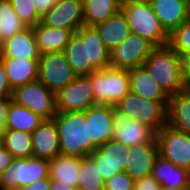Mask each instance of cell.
Instances as JSON below:
<instances>
[{
    "instance_id": "7bdbcfd3",
    "label": "cell",
    "mask_w": 190,
    "mask_h": 190,
    "mask_svg": "<svg viewBox=\"0 0 190 190\" xmlns=\"http://www.w3.org/2000/svg\"><path fill=\"white\" fill-rule=\"evenodd\" d=\"M11 98H2L0 99V138L4 131L6 130L5 118L6 111Z\"/></svg>"
},
{
    "instance_id": "e0dca14e",
    "label": "cell",
    "mask_w": 190,
    "mask_h": 190,
    "mask_svg": "<svg viewBox=\"0 0 190 190\" xmlns=\"http://www.w3.org/2000/svg\"><path fill=\"white\" fill-rule=\"evenodd\" d=\"M149 2L168 35L190 19V0H150Z\"/></svg>"
},
{
    "instance_id": "3957f363",
    "label": "cell",
    "mask_w": 190,
    "mask_h": 190,
    "mask_svg": "<svg viewBox=\"0 0 190 190\" xmlns=\"http://www.w3.org/2000/svg\"><path fill=\"white\" fill-rule=\"evenodd\" d=\"M121 11L126 16L131 33L147 39L155 47L168 45L169 35L161 26L150 2L122 0Z\"/></svg>"
},
{
    "instance_id": "cb8c5ba5",
    "label": "cell",
    "mask_w": 190,
    "mask_h": 190,
    "mask_svg": "<svg viewBox=\"0 0 190 190\" xmlns=\"http://www.w3.org/2000/svg\"><path fill=\"white\" fill-rule=\"evenodd\" d=\"M32 30L40 54L64 51L74 34L72 30L51 28L40 22L33 26Z\"/></svg>"
},
{
    "instance_id": "4fadbf2b",
    "label": "cell",
    "mask_w": 190,
    "mask_h": 190,
    "mask_svg": "<svg viewBox=\"0 0 190 190\" xmlns=\"http://www.w3.org/2000/svg\"><path fill=\"white\" fill-rule=\"evenodd\" d=\"M41 24L51 28L72 30L84 25L83 0H58L41 18Z\"/></svg>"
},
{
    "instance_id": "8992f818",
    "label": "cell",
    "mask_w": 190,
    "mask_h": 190,
    "mask_svg": "<svg viewBox=\"0 0 190 190\" xmlns=\"http://www.w3.org/2000/svg\"><path fill=\"white\" fill-rule=\"evenodd\" d=\"M49 177V161L36 158H14L0 174V190L22 188Z\"/></svg>"
},
{
    "instance_id": "277c9868",
    "label": "cell",
    "mask_w": 190,
    "mask_h": 190,
    "mask_svg": "<svg viewBox=\"0 0 190 190\" xmlns=\"http://www.w3.org/2000/svg\"><path fill=\"white\" fill-rule=\"evenodd\" d=\"M167 104L168 101L144 99L129 92L114 108L115 111L147 125L157 133L166 124Z\"/></svg>"
},
{
    "instance_id": "f546056e",
    "label": "cell",
    "mask_w": 190,
    "mask_h": 190,
    "mask_svg": "<svg viewBox=\"0 0 190 190\" xmlns=\"http://www.w3.org/2000/svg\"><path fill=\"white\" fill-rule=\"evenodd\" d=\"M0 144L6 148L14 158L32 157L31 133L6 129L0 138Z\"/></svg>"
},
{
    "instance_id": "b9f144b4",
    "label": "cell",
    "mask_w": 190,
    "mask_h": 190,
    "mask_svg": "<svg viewBox=\"0 0 190 190\" xmlns=\"http://www.w3.org/2000/svg\"><path fill=\"white\" fill-rule=\"evenodd\" d=\"M51 179L49 177L40 179L32 184L20 188V190H50Z\"/></svg>"
},
{
    "instance_id": "9a60e30c",
    "label": "cell",
    "mask_w": 190,
    "mask_h": 190,
    "mask_svg": "<svg viewBox=\"0 0 190 190\" xmlns=\"http://www.w3.org/2000/svg\"><path fill=\"white\" fill-rule=\"evenodd\" d=\"M114 111V106L102 104H96L86 110L89 138L96 148L113 140Z\"/></svg>"
},
{
    "instance_id": "8fae6325",
    "label": "cell",
    "mask_w": 190,
    "mask_h": 190,
    "mask_svg": "<svg viewBox=\"0 0 190 190\" xmlns=\"http://www.w3.org/2000/svg\"><path fill=\"white\" fill-rule=\"evenodd\" d=\"M154 48L147 39L131 33L109 51L110 66L127 70L142 66Z\"/></svg>"
},
{
    "instance_id": "ab89813d",
    "label": "cell",
    "mask_w": 190,
    "mask_h": 190,
    "mask_svg": "<svg viewBox=\"0 0 190 190\" xmlns=\"http://www.w3.org/2000/svg\"><path fill=\"white\" fill-rule=\"evenodd\" d=\"M13 160L14 156L0 144V174L10 166Z\"/></svg>"
},
{
    "instance_id": "484cf974",
    "label": "cell",
    "mask_w": 190,
    "mask_h": 190,
    "mask_svg": "<svg viewBox=\"0 0 190 190\" xmlns=\"http://www.w3.org/2000/svg\"><path fill=\"white\" fill-rule=\"evenodd\" d=\"M94 27L99 32L100 38L109 51L131 34L126 16L121 10Z\"/></svg>"
},
{
    "instance_id": "d6986e66",
    "label": "cell",
    "mask_w": 190,
    "mask_h": 190,
    "mask_svg": "<svg viewBox=\"0 0 190 190\" xmlns=\"http://www.w3.org/2000/svg\"><path fill=\"white\" fill-rule=\"evenodd\" d=\"M158 155L156 138L150 143L129 147L125 172L134 181L151 175L154 160Z\"/></svg>"
},
{
    "instance_id": "603a6c76",
    "label": "cell",
    "mask_w": 190,
    "mask_h": 190,
    "mask_svg": "<svg viewBox=\"0 0 190 190\" xmlns=\"http://www.w3.org/2000/svg\"><path fill=\"white\" fill-rule=\"evenodd\" d=\"M151 175L161 186L172 188L190 186V171L177 167L160 155L154 160Z\"/></svg>"
},
{
    "instance_id": "f1b7e54d",
    "label": "cell",
    "mask_w": 190,
    "mask_h": 190,
    "mask_svg": "<svg viewBox=\"0 0 190 190\" xmlns=\"http://www.w3.org/2000/svg\"><path fill=\"white\" fill-rule=\"evenodd\" d=\"M122 0H83L84 25L95 26L121 10Z\"/></svg>"
},
{
    "instance_id": "ee69618b",
    "label": "cell",
    "mask_w": 190,
    "mask_h": 190,
    "mask_svg": "<svg viewBox=\"0 0 190 190\" xmlns=\"http://www.w3.org/2000/svg\"><path fill=\"white\" fill-rule=\"evenodd\" d=\"M50 190H77V189L73 186L60 183V181H51Z\"/></svg>"
},
{
    "instance_id": "4316f807",
    "label": "cell",
    "mask_w": 190,
    "mask_h": 190,
    "mask_svg": "<svg viewBox=\"0 0 190 190\" xmlns=\"http://www.w3.org/2000/svg\"><path fill=\"white\" fill-rule=\"evenodd\" d=\"M80 172V158L58 154L49 161V178L51 181L73 186L77 189Z\"/></svg>"
},
{
    "instance_id": "9c48e42d",
    "label": "cell",
    "mask_w": 190,
    "mask_h": 190,
    "mask_svg": "<svg viewBox=\"0 0 190 190\" xmlns=\"http://www.w3.org/2000/svg\"><path fill=\"white\" fill-rule=\"evenodd\" d=\"M158 154L190 171V135L165 124L156 134Z\"/></svg>"
},
{
    "instance_id": "d590c367",
    "label": "cell",
    "mask_w": 190,
    "mask_h": 190,
    "mask_svg": "<svg viewBox=\"0 0 190 190\" xmlns=\"http://www.w3.org/2000/svg\"><path fill=\"white\" fill-rule=\"evenodd\" d=\"M134 180L124 171L105 181L104 190H133Z\"/></svg>"
},
{
    "instance_id": "52a82bcc",
    "label": "cell",
    "mask_w": 190,
    "mask_h": 190,
    "mask_svg": "<svg viewBox=\"0 0 190 190\" xmlns=\"http://www.w3.org/2000/svg\"><path fill=\"white\" fill-rule=\"evenodd\" d=\"M11 101L39 114L44 119H53L57 112L55 93L38 80L14 88Z\"/></svg>"
},
{
    "instance_id": "ba28073f",
    "label": "cell",
    "mask_w": 190,
    "mask_h": 190,
    "mask_svg": "<svg viewBox=\"0 0 190 190\" xmlns=\"http://www.w3.org/2000/svg\"><path fill=\"white\" fill-rule=\"evenodd\" d=\"M76 78L64 51L40 54L38 60V81L56 93Z\"/></svg>"
},
{
    "instance_id": "60d3db41",
    "label": "cell",
    "mask_w": 190,
    "mask_h": 190,
    "mask_svg": "<svg viewBox=\"0 0 190 190\" xmlns=\"http://www.w3.org/2000/svg\"><path fill=\"white\" fill-rule=\"evenodd\" d=\"M181 61L184 85L186 90L190 91V55L182 56Z\"/></svg>"
},
{
    "instance_id": "e575fe53",
    "label": "cell",
    "mask_w": 190,
    "mask_h": 190,
    "mask_svg": "<svg viewBox=\"0 0 190 190\" xmlns=\"http://www.w3.org/2000/svg\"><path fill=\"white\" fill-rule=\"evenodd\" d=\"M17 17L26 25L33 27L41 21L31 0H10Z\"/></svg>"
},
{
    "instance_id": "7402d4cb",
    "label": "cell",
    "mask_w": 190,
    "mask_h": 190,
    "mask_svg": "<svg viewBox=\"0 0 190 190\" xmlns=\"http://www.w3.org/2000/svg\"><path fill=\"white\" fill-rule=\"evenodd\" d=\"M129 81L131 93L144 99L169 101V96L143 66L129 70Z\"/></svg>"
},
{
    "instance_id": "ac0fdd59",
    "label": "cell",
    "mask_w": 190,
    "mask_h": 190,
    "mask_svg": "<svg viewBox=\"0 0 190 190\" xmlns=\"http://www.w3.org/2000/svg\"><path fill=\"white\" fill-rule=\"evenodd\" d=\"M32 156L51 161L60 154L59 133L54 119L44 121L31 133Z\"/></svg>"
},
{
    "instance_id": "83f0119b",
    "label": "cell",
    "mask_w": 190,
    "mask_h": 190,
    "mask_svg": "<svg viewBox=\"0 0 190 190\" xmlns=\"http://www.w3.org/2000/svg\"><path fill=\"white\" fill-rule=\"evenodd\" d=\"M43 121L44 118L39 114L17 105L13 101L9 102L5 118L6 129L32 133Z\"/></svg>"
},
{
    "instance_id": "5b68a950",
    "label": "cell",
    "mask_w": 190,
    "mask_h": 190,
    "mask_svg": "<svg viewBox=\"0 0 190 190\" xmlns=\"http://www.w3.org/2000/svg\"><path fill=\"white\" fill-rule=\"evenodd\" d=\"M92 79L96 104L116 105L130 92L129 70L113 68L95 70L89 75Z\"/></svg>"
},
{
    "instance_id": "ffe728a7",
    "label": "cell",
    "mask_w": 190,
    "mask_h": 190,
    "mask_svg": "<svg viewBox=\"0 0 190 190\" xmlns=\"http://www.w3.org/2000/svg\"><path fill=\"white\" fill-rule=\"evenodd\" d=\"M32 27H26L0 44V58L39 59Z\"/></svg>"
},
{
    "instance_id": "74e56055",
    "label": "cell",
    "mask_w": 190,
    "mask_h": 190,
    "mask_svg": "<svg viewBox=\"0 0 190 190\" xmlns=\"http://www.w3.org/2000/svg\"><path fill=\"white\" fill-rule=\"evenodd\" d=\"M37 15L42 18L58 0H31Z\"/></svg>"
},
{
    "instance_id": "4dcf8cb0",
    "label": "cell",
    "mask_w": 190,
    "mask_h": 190,
    "mask_svg": "<svg viewBox=\"0 0 190 190\" xmlns=\"http://www.w3.org/2000/svg\"><path fill=\"white\" fill-rule=\"evenodd\" d=\"M26 28L17 17L10 0H0V44Z\"/></svg>"
},
{
    "instance_id": "30bf717a",
    "label": "cell",
    "mask_w": 190,
    "mask_h": 190,
    "mask_svg": "<svg viewBox=\"0 0 190 190\" xmlns=\"http://www.w3.org/2000/svg\"><path fill=\"white\" fill-rule=\"evenodd\" d=\"M96 105L90 76H76L65 88L55 93L56 111L84 112Z\"/></svg>"
},
{
    "instance_id": "bcb514c9",
    "label": "cell",
    "mask_w": 190,
    "mask_h": 190,
    "mask_svg": "<svg viewBox=\"0 0 190 190\" xmlns=\"http://www.w3.org/2000/svg\"><path fill=\"white\" fill-rule=\"evenodd\" d=\"M129 1H144V2H149L150 0H129Z\"/></svg>"
},
{
    "instance_id": "7dc6e473",
    "label": "cell",
    "mask_w": 190,
    "mask_h": 190,
    "mask_svg": "<svg viewBox=\"0 0 190 190\" xmlns=\"http://www.w3.org/2000/svg\"><path fill=\"white\" fill-rule=\"evenodd\" d=\"M7 190H20V188L7 189Z\"/></svg>"
},
{
    "instance_id": "2e32d148",
    "label": "cell",
    "mask_w": 190,
    "mask_h": 190,
    "mask_svg": "<svg viewBox=\"0 0 190 190\" xmlns=\"http://www.w3.org/2000/svg\"><path fill=\"white\" fill-rule=\"evenodd\" d=\"M64 53L76 76H89L96 70L89 61L88 26L83 25L71 36Z\"/></svg>"
},
{
    "instance_id": "5bb4252c",
    "label": "cell",
    "mask_w": 190,
    "mask_h": 190,
    "mask_svg": "<svg viewBox=\"0 0 190 190\" xmlns=\"http://www.w3.org/2000/svg\"><path fill=\"white\" fill-rule=\"evenodd\" d=\"M155 134L147 125L114 111L113 140L132 147L150 143L155 138Z\"/></svg>"
},
{
    "instance_id": "8d00e7d4",
    "label": "cell",
    "mask_w": 190,
    "mask_h": 190,
    "mask_svg": "<svg viewBox=\"0 0 190 190\" xmlns=\"http://www.w3.org/2000/svg\"><path fill=\"white\" fill-rule=\"evenodd\" d=\"M161 185L153 178L152 175L134 181L133 190H160Z\"/></svg>"
},
{
    "instance_id": "44dd1931",
    "label": "cell",
    "mask_w": 190,
    "mask_h": 190,
    "mask_svg": "<svg viewBox=\"0 0 190 190\" xmlns=\"http://www.w3.org/2000/svg\"><path fill=\"white\" fill-rule=\"evenodd\" d=\"M38 60L21 58H0L8 83L14 88L25 85L38 79Z\"/></svg>"
},
{
    "instance_id": "7c38bea8",
    "label": "cell",
    "mask_w": 190,
    "mask_h": 190,
    "mask_svg": "<svg viewBox=\"0 0 190 190\" xmlns=\"http://www.w3.org/2000/svg\"><path fill=\"white\" fill-rule=\"evenodd\" d=\"M129 147L116 140H111L88 155L98 167L99 175L105 182L127 166Z\"/></svg>"
},
{
    "instance_id": "d6a6232c",
    "label": "cell",
    "mask_w": 190,
    "mask_h": 190,
    "mask_svg": "<svg viewBox=\"0 0 190 190\" xmlns=\"http://www.w3.org/2000/svg\"><path fill=\"white\" fill-rule=\"evenodd\" d=\"M77 189L78 190H104L105 182L99 175L98 167L89 157L80 158V172Z\"/></svg>"
},
{
    "instance_id": "f35d334b",
    "label": "cell",
    "mask_w": 190,
    "mask_h": 190,
    "mask_svg": "<svg viewBox=\"0 0 190 190\" xmlns=\"http://www.w3.org/2000/svg\"><path fill=\"white\" fill-rule=\"evenodd\" d=\"M12 89L8 83L5 69L0 62V99L11 98Z\"/></svg>"
},
{
    "instance_id": "f6af8a7d",
    "label": "cell",
    "mask_w": 190,
    "mask_h": 190,
    "mask_svg": "<svg viewBox=\"0 0 190 190\" xmlns=\"http://www.w3.org/2000/svg\"><path fill=\"white\" fill-rule=\"evenodd\" d=\"M160 190H189V187H176V188H172V187L161 186Z\"/></svg>"
},
{
    "instance_id": "836d02e7",
    "label": "cell",
    "mask_w": 190,
    "mask_h": 190,
    "mask_svg": "<svg viewBox=\"0 0 190 190\" xmlns=\"http://www.w3.org/2000/svg\"><path fill=\"white\" fill-rule=\"evenodd\" d=\"M168 45L181 57L190 55V19L169 35Z\"/></svg>"
},
{
    "instance_id": "7a4b0ae2",
    "label": "cell",
    "mask_w": 190,
    "mask_h": 190,
    "mask_svg": "<svg viewBox=\"0 0 190 190\" xmlns=\"http://www.w3.org/2000/svg\"><path fill=\"white\" fill-rule=\"evenodd\" d=\"M142 66L169 97L186 90L181 56L169 45L155 47Z\"/></svg>"
},
{
    "instance_id": "d4e9b609",
    "label": "cell",
    "mask_w": 190,
    "mask_h": 190,
    "mask_svg": "<svg viewBox=\"0 0 190 190\" xmlns=\"http://www.w3.org/2000/svg\"><path fill=\"white\" fill-rule=\"evenodd\" d=\"M166 124L190 135V91L169 97Z\"/></svg>"
},
{
    "instance_id": "1f68e13d",
    "label": "cell",
    "mask_w": 190,
    "mask_h": 190,
    "mask_svg": "<svg viewBox=\"0 0 190 190\" xmlns=\"http://www.w3.org/2000/svg\"><path fill=\"white\" fill-rule=\"evenodd\" d=\"M88 52L89 61L96 70H103L110 66L109 50L94 26H88Z\"/></svg>"
},
{
    "instance_id": "6da1fadb",
    "label": "cell",
    "mask_w": 190,
    "mask_h": 190,
    "mask_svg": "<svg viewBox=\"0 0 190 190\" xmlns=\"http://www.w3.org/2000/svg\"><path fill=\"white\" fill-rule=\"evenodd\" d=\"M53 119L59 133L60 154L81 158L97 149L89 138L86 111H57Z\"/></svg>"
}]
</instances>
